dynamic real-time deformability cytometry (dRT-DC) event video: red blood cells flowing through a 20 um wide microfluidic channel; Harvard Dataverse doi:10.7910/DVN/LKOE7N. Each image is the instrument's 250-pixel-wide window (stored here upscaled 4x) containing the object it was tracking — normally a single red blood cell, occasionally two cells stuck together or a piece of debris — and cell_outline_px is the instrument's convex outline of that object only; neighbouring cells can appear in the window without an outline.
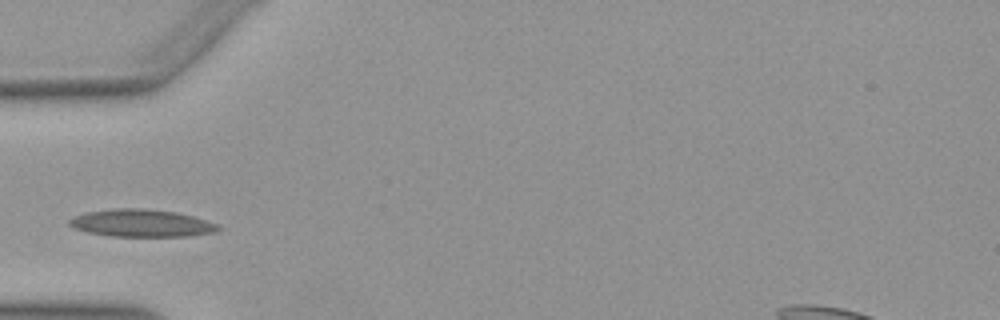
{"species": "Egyptian fruit bat (a non-hibernating species)", "species_latin": "Rousettus aegyptiacus", "temperature_condition": "warm", "stored_images_in_passage": 19, "camera_frame_rate_fps": 3000, "um_per_image_px": 0.085, "animal": {"sex": "female"}, "frame": {"image": 1, "passage_image": 1, "time_ms": 0.0, "image_size_px": [1000, 320], "cell_outline_px": [[224, 228], [216, 232], [192, 236], [112, 236], [88, 232], [76, 228], [68, 224], [68, 220], [72, 216], [88, 212], [112, 208], [144, 208], [176, 212], [192, 216], [216, 224]], "centroid_in_image_um": [12.04, 18.96], "position_along_channel_um": 73.0, "area_um2": 23.81}}
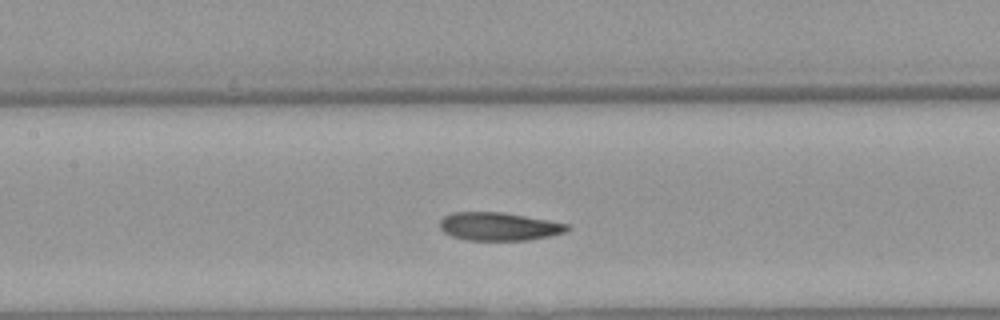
{"frame": {"image": 2, "passage_image": 8, "time_ms": 2.333, "image_size_px": [1000, 320], "cell_outline_px": [[572, 228], [564, 232], [552, 236], [528, 240], [468, 240], [452, 236], [444, 232], [440, 228], [440, 220], [444, 216], [452, 212], [504, 212], [548, 220], [568, 224]], "centroid_in_image_um": [42.42, 19.25], "position_along_channel_um": 165.0, "area_um2": 20.98}}
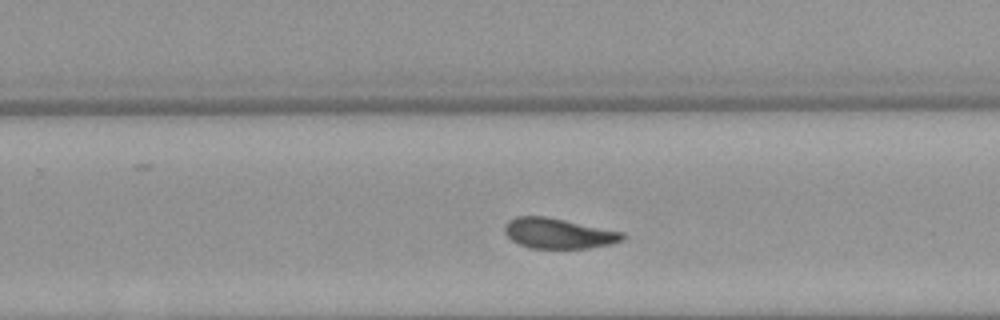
{"frame": {"image": 3, "passage_image": 17, "time_ms": 5.333, "image_size_px": [1000, 320], "cell_outline_px": [[624, 240], [612, 244], [588, 248], [528, 248], [512, 240], [504, 232], [504, 224], [508, 220], [516, 216], [544, 216], [624, 232]], "centroid_in_image_um": [47.45, 19.84], "position_along_channel_um": 282.3, "area_um2": 20.81}}